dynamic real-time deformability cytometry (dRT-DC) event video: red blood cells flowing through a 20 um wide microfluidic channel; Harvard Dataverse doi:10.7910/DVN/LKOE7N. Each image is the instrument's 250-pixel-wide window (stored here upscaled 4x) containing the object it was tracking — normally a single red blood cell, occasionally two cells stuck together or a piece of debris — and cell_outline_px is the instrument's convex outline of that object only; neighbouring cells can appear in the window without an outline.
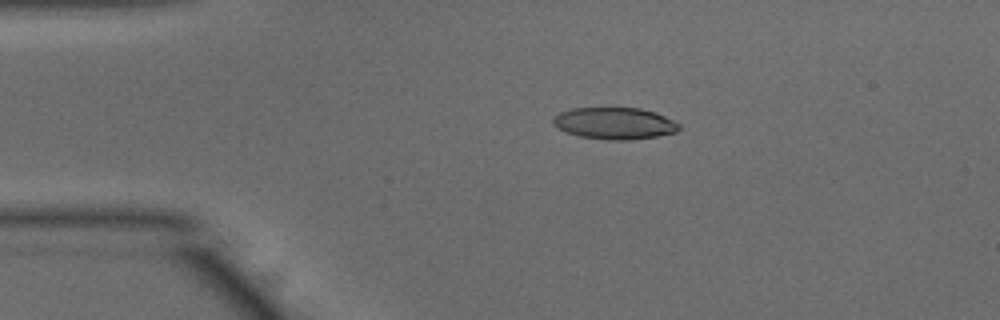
{"species": "common noctule bat (a hibernating species)", "species_latin": "Nyctalus noctula", "temperature_condition": "warm", "stored_images_in_passage": 32, "camera_frame_rate_fps": 3000, "um_per_image_px": 0.085, "animal": {"sex": "male", "body_mass_g": 15.6}, "frame": {"image": 1, "passage_image": 1, "time_ms": 0.0, "image_size_px": [1000, 320], "cell_outline_px": [[680, 128], [676, 132], [656, 136], [628, 140], [608, 140], [580, 136], [556, 128], [552, 124], [552, 120], [560, 112], [572, 108], [640, 108], [656, 112], [680, 124]], "centroid_in_image_um": [52.23, 10.48], "position_along_channel_um": 32.8, "area_um2": 23.24}}
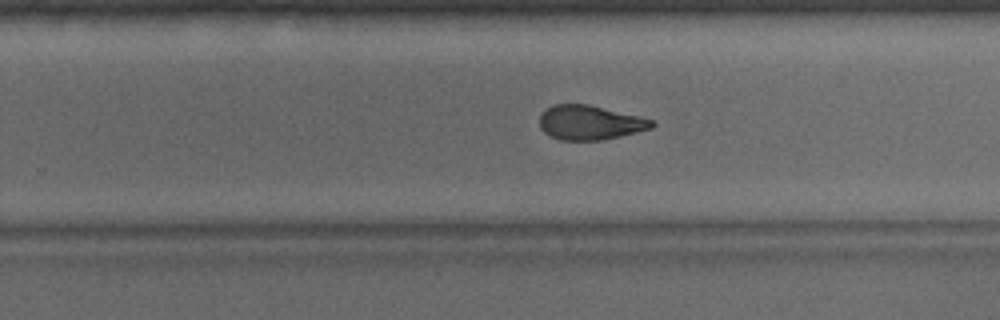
{"frame": {"image": 2, "passage_image": 23, "time_ms": 7.333, "image_size_px": [1000, 320], "cell_outline_px": [[656, 124], [652, 128], [620, 136], [600, 140], [560, 140], [544, 132], [540, 128], [540, 116], [552, 104], [588, 104], [640, 116], [652, 120]], "centroid_in_image_um": [50.15, 10.41], "position_along_channel_um": 279.6, "area_um2": 22.37}}
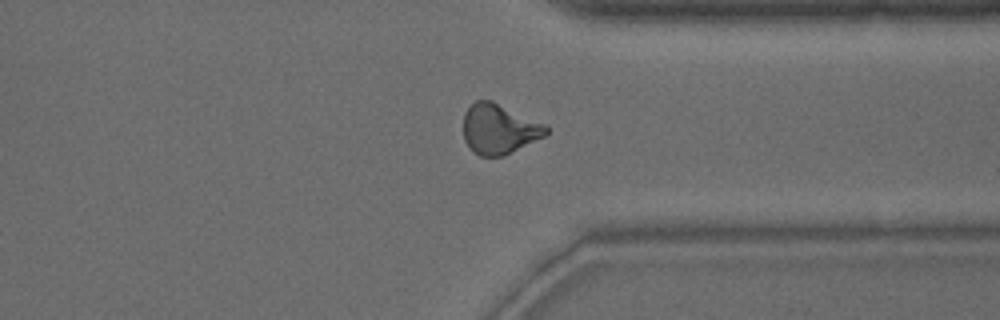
{"frame": {"image": 3, "passage_image": 30, "time_ms": 9.667, "image_size_px": [1000, 320], "cell_outline_px": [[548, 132], [544, 136], [504, 156], [480, 156], [472, 152], [464, 140], [464, 112], [476, 100], [492, 100], [544, 124], [548, 128]], "centroid_in_image_um": [42.39, 10.97], "position_along_channel_um": 369.0, "area_um2": 23.99}, "authors_computed_cell_mechanics": {"area_um2": 23.8136, "velocity_mm_per_s": 3.9014, "shape_relaxation_time_tau1_ms": 7.9542, "shape_relaxation_time_tau2_ms": 1.7158, "deformation_change_tau1": 0.231, "deformation_change_tau2": 0.0903}}